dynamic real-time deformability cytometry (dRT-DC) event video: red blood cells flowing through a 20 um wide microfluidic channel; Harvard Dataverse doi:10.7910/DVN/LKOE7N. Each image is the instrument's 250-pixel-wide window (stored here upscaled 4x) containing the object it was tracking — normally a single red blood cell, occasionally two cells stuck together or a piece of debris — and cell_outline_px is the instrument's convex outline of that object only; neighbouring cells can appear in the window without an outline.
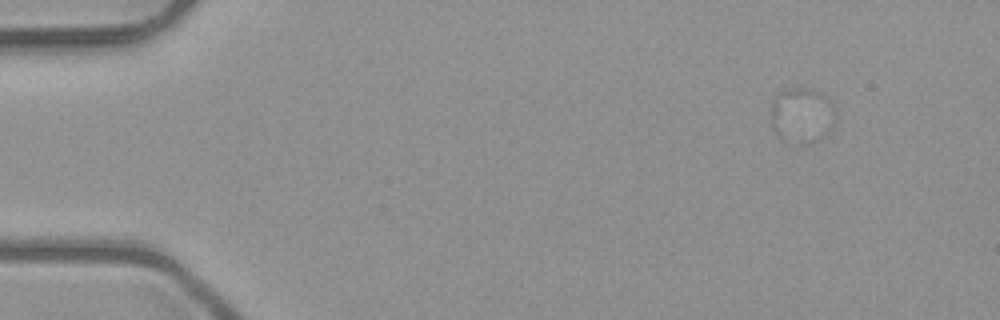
{"species": "common noctule bat (a hibernating species)", "species_latin": "Nyctalus noctula", "temperature_condition": "room temperature", "stored_images_in_passage": 1, "camera_frame_rate_fps": 3000, "um_per_image_px": 0.085, "animal": {"sex": "male", "body_mass_g": 23.1, "forearm_length_mm": 52.7}, "frame": {"image": 1, "passage_image": 1, "time_ms": 0.0, "image_size_px": [1000, 320], "cell_outline_px": [[836, 116], [832, 128], [824, 136], [808, 144], [800, 144], [780, 140], [772, 128], [772, 104], [780, 92], [796, 88], [816, 92], [824, 96], [832, 104]], "centroid_in_image_um": [68.16, 9.87], "position_along_channel_um": 16.8, "area_um2": 20.46}}